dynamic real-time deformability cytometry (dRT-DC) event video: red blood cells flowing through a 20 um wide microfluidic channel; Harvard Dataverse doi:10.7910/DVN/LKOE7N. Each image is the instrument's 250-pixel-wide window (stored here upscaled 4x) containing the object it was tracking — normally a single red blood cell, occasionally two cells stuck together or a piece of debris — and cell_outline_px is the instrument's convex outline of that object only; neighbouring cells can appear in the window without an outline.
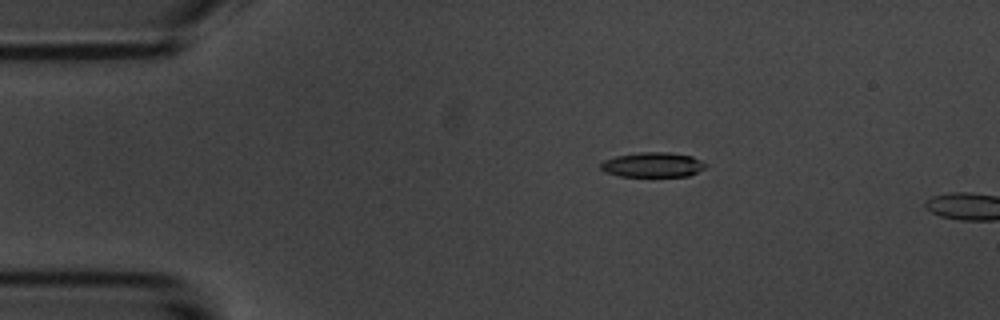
{"species": "common noctule bat (a hibernating species)", "species_latin": "Nyctalus noctula", "temperature_condition": "room temperature", "stored_images_in_passage": 4, "camera_frame_rate_fps": 3000, "um_per_image_px": 0.085, "animal": {"sex": "male", "body_mass_g": 20.1, "forearm_length_mm": 53.5}, "frame": {"image": 1, "passage_image": 3, "time_ms": 3.0, "image_size_px": [1000, 320], "cell_outline_px": [[708, 164], [704, 168], [688, 176], [620, 176], [604, 172], [600, 168], [600, 164], [604, 160], [616, 156], [640, 152], [668, 152], [692, 156]], "centroid_in_image_um": [55.47, 14.0], "position_along_channel_um": 29.5, "area_um2": 15.14}}